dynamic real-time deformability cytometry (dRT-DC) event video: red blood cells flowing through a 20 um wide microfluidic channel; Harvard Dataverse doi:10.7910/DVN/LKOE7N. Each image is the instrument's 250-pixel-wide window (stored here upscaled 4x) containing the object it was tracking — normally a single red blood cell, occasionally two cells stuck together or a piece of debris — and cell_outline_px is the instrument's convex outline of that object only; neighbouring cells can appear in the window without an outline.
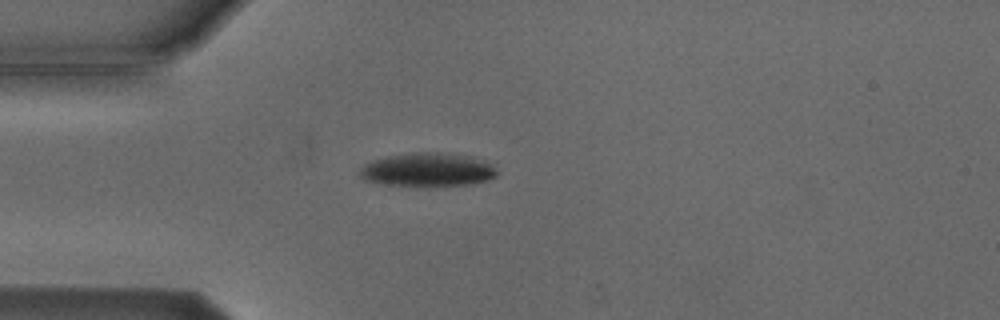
{"species": "Egyptian fruit bat (a non-hibernating species)", "species_latin": "Rousettus aegyptiacus", "temperature_condition": "cold", "stored_images_in_passage": 4, "camera_frame_rate_fps": 3000, "um_per_image_px": 0.085, "animal": {"sex": "male"}, "frame": {"image": 1, "passage_image": 4, "time_ms": 3.667, "image_size_px": [1000, 320], "cell_outline_px": [[496, 176], [488, 180], [468, 184], [384, 184], [364, 180], [360, 176], [360, 168], [364, 164], [388, 156], [412, 152], [452, 152], [472, 156], [484, 160], [492, 164], [496, 172]], "centroid_in_image_um": [36.38, 14.38], "position_along_channel_um": 48.6, "area_um2": 26.36}}